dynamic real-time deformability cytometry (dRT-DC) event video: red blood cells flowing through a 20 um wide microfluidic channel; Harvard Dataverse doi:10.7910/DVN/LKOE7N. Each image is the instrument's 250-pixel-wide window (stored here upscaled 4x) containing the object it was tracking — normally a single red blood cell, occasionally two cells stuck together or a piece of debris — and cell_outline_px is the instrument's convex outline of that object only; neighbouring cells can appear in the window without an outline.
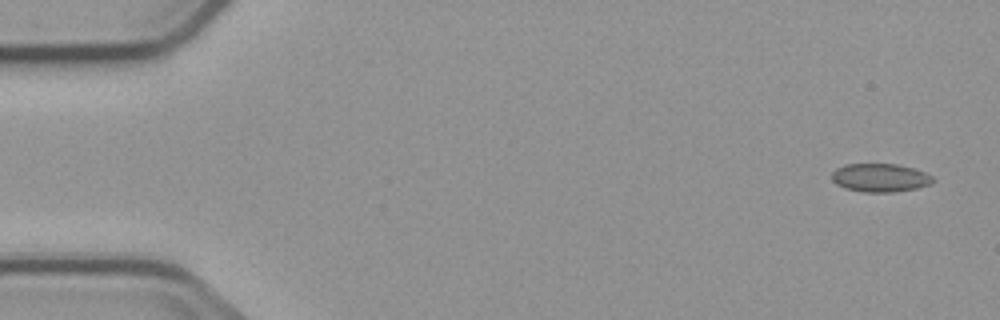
{"species": "common noctule bat (a hibernating species)", "species_latin": "Nyctalus noctula", "temperature_condition": "cold", "stored_images_in_passage": 6, "segment_of_instrument_passage": [1, 2], "camera_frame_rate_fps": 3000, "um_per_image_px": 0.085, "animal": {"sex": "male", "body_mass_g": 23.1, "forearm_length_mm": 52.7}, "frame": {"image": 1, "passage_image": 1, "time_ms": 0.0, "image_size_px": [1000, 320], "cell_outline_px": [[936, 180], [932, 184], [916, 188], [896, 192], [864, 192], [844, 188], [836, 184], [832, 180], [832, 172], [836, 168], [844, 164], [896, 164], [916, 168], [932, 176]], "centroid_in_image_um": [74.83, 15.1], "position_along_channel_um": 10.2, "area_um2": 16.94}}
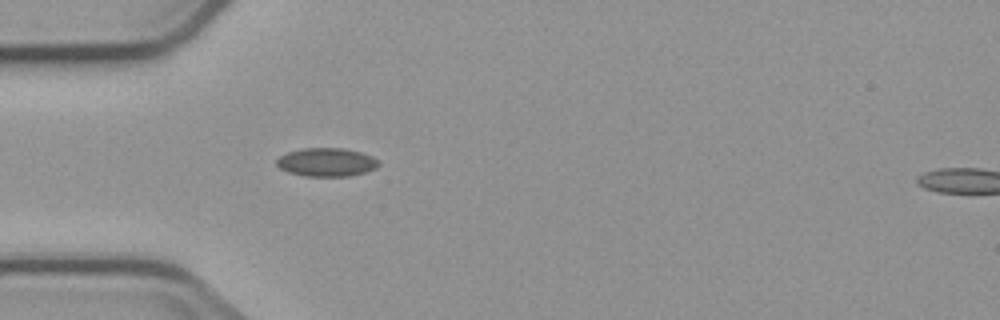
{"frame": {"image": 2, "passage_image": 5, "time_ms": 4.667, "image_size_px": [1000, 320], "cell_outline_px": [[380, 164], [376, 168], [364, 172], [348, 176], [304, 176], [288, 172], [280, 168], [276, 164], [276, 160], [280, 156], [288, 152], [304, 148], [344, 148], [360, 152], [372, 156], [380, 160]], "centroid_in_image_um": [27.77, 13.78], "position_along_channel_um": 57.2, "area_um2": 16.94}}